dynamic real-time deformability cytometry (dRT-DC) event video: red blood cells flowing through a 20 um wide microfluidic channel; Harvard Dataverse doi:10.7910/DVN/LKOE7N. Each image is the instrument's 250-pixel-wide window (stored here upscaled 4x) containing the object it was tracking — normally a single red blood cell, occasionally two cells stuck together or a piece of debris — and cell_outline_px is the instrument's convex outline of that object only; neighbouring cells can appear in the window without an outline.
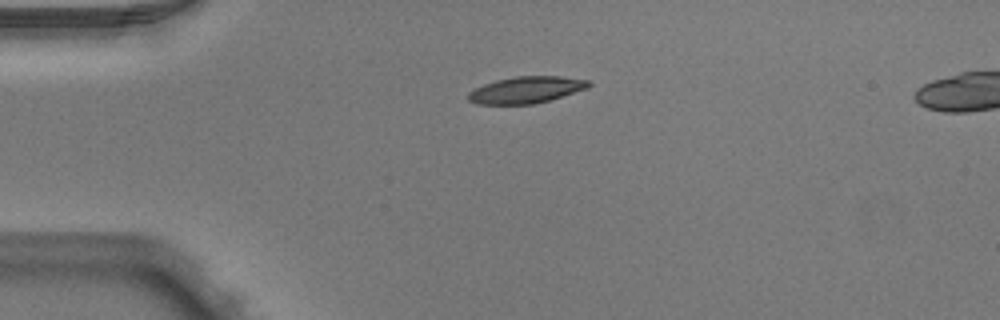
{"species": "Egyptian fruit bat (a non-hibernating species)", "species_latin": "Rousettus aegyptiacus", "temperature_condition": "warm", "stored_images_in_passage": 3, "camera_frame_rate_fps": 3000, "um_per_image_px": 0.085, "animal": {"sex": "male"}, "frame": {"image": 1, "passage_image": 1, "time_ms": 0.0, "image_size_px": [1000, 320], "cell_outline_px": [[592, 84], [588, 88], [552, 100], [532, 104], [476, 104], [468, 100], [468, 92], [484, 84], [496, 80], [516, 76], [560, 76], [588, 80]], "centroid_in_image_um": [44.75, 7.64], "position_along_channel_um": 40.3, "area_um2": 18.79}}